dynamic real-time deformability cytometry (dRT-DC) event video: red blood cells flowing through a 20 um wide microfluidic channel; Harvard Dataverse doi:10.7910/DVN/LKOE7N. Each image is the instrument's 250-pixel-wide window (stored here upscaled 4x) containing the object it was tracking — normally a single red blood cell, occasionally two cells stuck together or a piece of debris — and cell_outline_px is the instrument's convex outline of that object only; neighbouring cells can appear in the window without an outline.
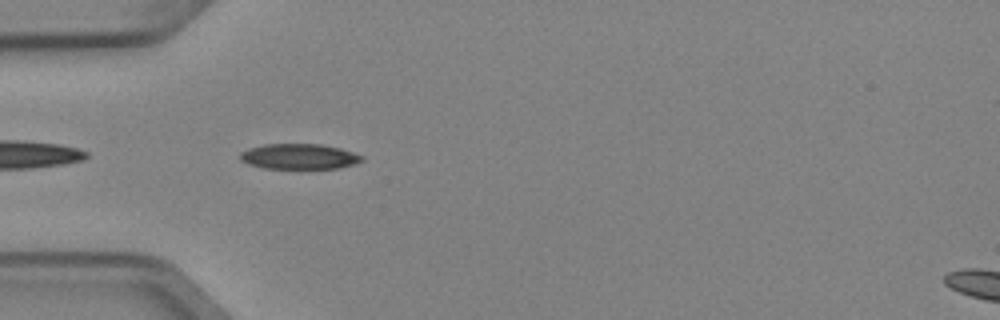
{"species": "Egyptian fruit bat (a non-hibernating species)", "species_latin": "Rousettus aegyptiacus", "temperature_condition": "cold", "stored_images_in_passage": 5, "camera_frame_rate_fps": 3000, "um_per_image_px": 0.085, "animal": {"sex": "female"}, "frame": {"image": 1, "passage_image": 3, "time_ms": 0.667, "image_size_px": [1000, 320], "cell_outline_px": [[364, 160], [352, 164], [336, 168], [264, 168], [248, 164], [240, 160], [240, 152], [248, 148], [264, 144], [320, 144], [340, 148], [364, 156]], "centroid_in_image_um": [25.4, 13.29], "position_along_channel_um": 59.6, "area_um2": 17.92}}
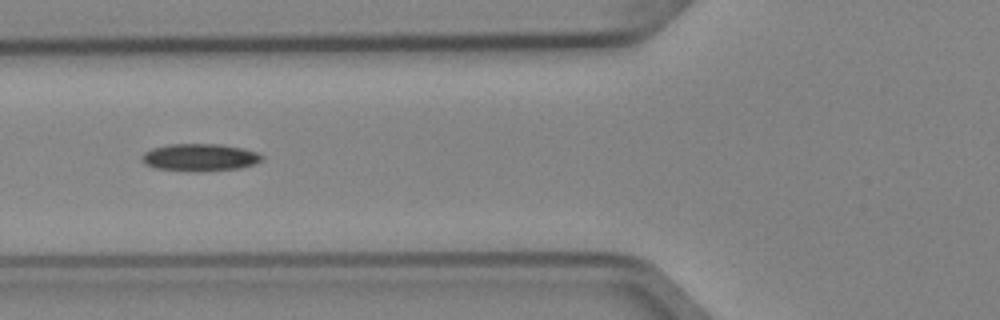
{"frame": {"image": 2, "passage_image": 4, "time_ms": 1.0, "image_size_px": [1000, 320], "cell_outline_px": [[264, 160], [240, 168], [196, 172], [156, 168], [144, 164], [144, 152], [152, 148], [168, 144], [220, 144], [244, 148], [256, 152], [264, 156]], "centroid_in_image_um": [17.02, 13.37], "position_along_channel_um": 108.8, "area_um2": 19.13}}
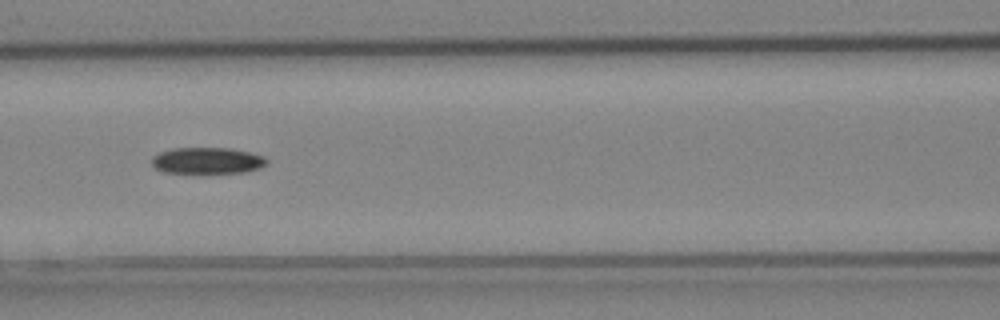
{"frame": {"image": 3, "passage_image": 5, "time_ms": 1.333, "image_size_px": [1000, 320], "cell_outline_px": [[268, 164], [260, 168], [244, 172], [164, 172], [156, 168], [152, 164], [152, 156], [160, 152], [172, 148], [228, 148], [248, 152], [264, 156], [268, 160]], "centroid_in_image_um": [17.63, 13.64], "position_along_channel_um": 149.0, "area_um2": 17.46}}